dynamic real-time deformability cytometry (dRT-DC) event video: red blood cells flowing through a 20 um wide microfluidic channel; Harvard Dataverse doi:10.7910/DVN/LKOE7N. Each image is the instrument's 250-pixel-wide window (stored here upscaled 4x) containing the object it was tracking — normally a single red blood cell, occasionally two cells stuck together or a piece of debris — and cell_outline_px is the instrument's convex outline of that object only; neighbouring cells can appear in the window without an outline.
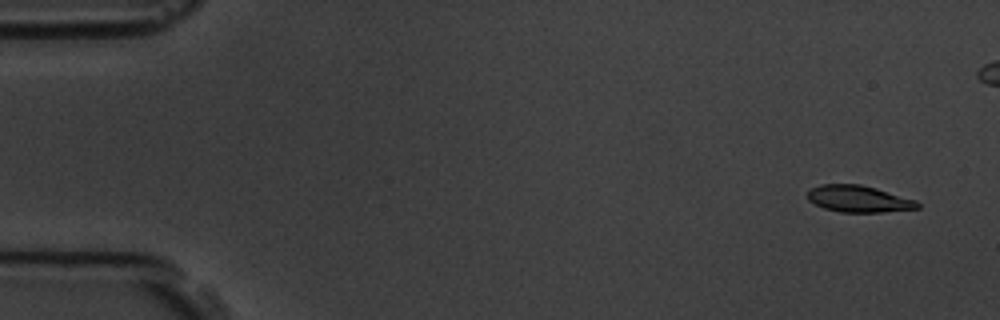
{"species": "common noctule bat (a hibernating species)", "species_latin": "Nyctalus noctula", "temperature_condition": "room temperature", "stored_images_in_passage": 4, "camera_frame_rate_fps": 3000, "um_per_image_px": 0.085, "animal": {"sex": "male", "body_mass_g": 19.5, "forearm_length_mm": 54.6}, "frame": {"image": 1, "passage_image": 1, "time_ms": 0.0, "image_size_px": [1000, 320], "cell_outline_px": [[920, 208], [884, 212], [840, 212], [824, 208], [808, 200], [808, 192], [812, 188], [820, 184], [860, 184], [876, 188], [916, 200], [920, 204]], "centroid_in_image_um": [73.0, 16.9], "position_along_channel_um": 12.0, "area_um2": 17.05}}